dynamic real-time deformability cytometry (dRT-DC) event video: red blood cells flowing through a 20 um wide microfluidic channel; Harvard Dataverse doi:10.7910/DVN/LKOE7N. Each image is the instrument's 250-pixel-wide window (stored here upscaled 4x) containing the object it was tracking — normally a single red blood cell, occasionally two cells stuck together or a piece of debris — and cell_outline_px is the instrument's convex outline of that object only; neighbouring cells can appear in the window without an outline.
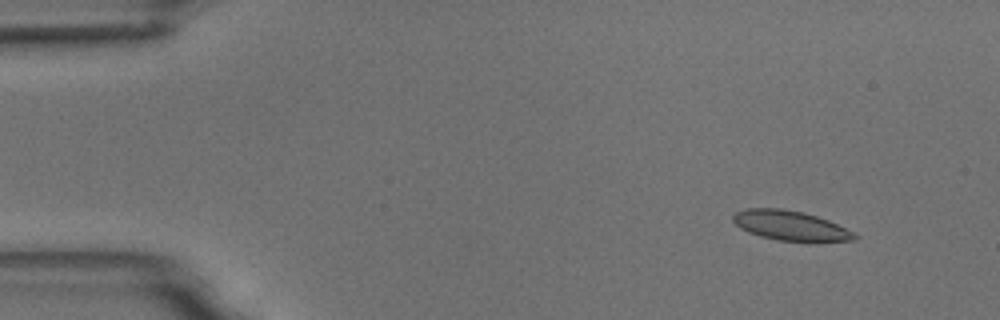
{"species": "common noctule bat (a hibernating species)", "species_latin": "Nyctalus noctula", "temperature_condition": "room temperature", "stored_images_in_passage": 4, "camera_frame_rate_fps": 3000, "um_per_image_px": 0.085, "animal": {"sex": "male", "body_mass_g": 18.8}, "frame": {"image": 1, "passage_image": 2, "time_ms": 1.0, "image_size_px": [1000, 320], "cell_outline_px": [[860, 236], [856, 240], [812, 244], [776, 240], [760, 236], [748, 232], [740, 228], [732, 220], [732, 216], [736, 212], [748, 208], [780, 208], [804, 212], [828, 220]], "centroid_in_image_um": [67.24, 19.22], "position_along_channel_um": 17.8, "area_um2": 21.73}}